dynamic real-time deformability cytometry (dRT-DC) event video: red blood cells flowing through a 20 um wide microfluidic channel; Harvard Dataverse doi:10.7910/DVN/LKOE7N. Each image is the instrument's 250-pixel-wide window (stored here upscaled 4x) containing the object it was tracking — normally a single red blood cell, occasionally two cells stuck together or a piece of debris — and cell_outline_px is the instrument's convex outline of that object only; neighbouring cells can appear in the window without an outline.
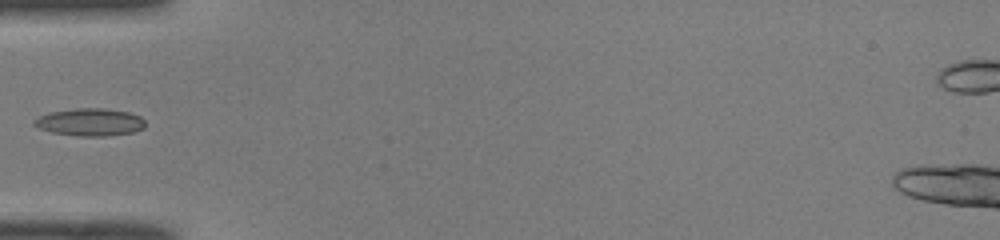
{"species": "common noctule bat (a hibernating species)", "species_latin": "Nyctalus noctula", "temperature_condition": "room temperature", "stored_images_in_passage": 32, "camera_frame_rate_fps": 3000, "um_per_image_px": 0.085, "animal": {"sex": "male", "body_mass_g": 19.0, "forearm_length_mm": 50.8}, "frame": {"image": 1, "passage_image": 1, "time_ms": 0.0, "image_size_px": [1000, 240], "cell_outline_px": [[144, 128], [132, 132], [104, 136], [80, 136], [52, 132], [40, 128], [32, 124], [40, 116], [48, 112], [76, 108], [104, 108], [128, 112], [140, 116], [144, 120]], "centroid_in_image_um": [7.65, 10.37], "position_along_channel_um": 77.3, "area_um2": 17.63}}
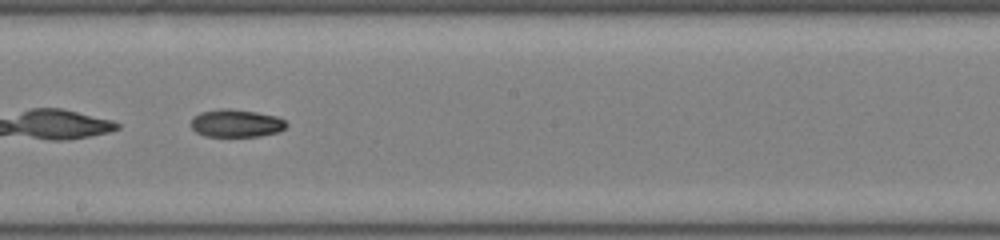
{"frame": {"image": 2, "passage_image": 12, "time_ms": 3.667, "image_size_px": [1000, 240], "cell_outline_px": [[288, 124], [280, 132], [260, 136], [204, 136], [196, 132], [192, 128], [192, 116], [200, 112], [220, 108], [228, 108], [256, 112], [276, 116], [284, 120]], "centroid_in_image_um": [20.07, 10.47], "position_along_channel_um": 228.1, "area_um2": 15.49}}
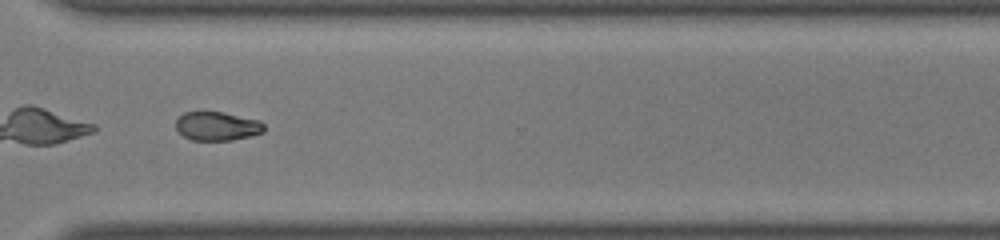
{"frame": {"image": 3, "passage_image": 21, "time_ms": 6.667, "image_size_px": [1000, 240], "cell_outline_px": [[264, 132], [252, 136], [232, 140], [192, 140], [184, 136], [176, 128], [176, 120], [184, 112], [224, 112], [260, 120], [264, 124]], "centroid_in_image_um": [18.49, 10.72], "position_along_channel_um": 352.1, "area_um2": 14.85}}